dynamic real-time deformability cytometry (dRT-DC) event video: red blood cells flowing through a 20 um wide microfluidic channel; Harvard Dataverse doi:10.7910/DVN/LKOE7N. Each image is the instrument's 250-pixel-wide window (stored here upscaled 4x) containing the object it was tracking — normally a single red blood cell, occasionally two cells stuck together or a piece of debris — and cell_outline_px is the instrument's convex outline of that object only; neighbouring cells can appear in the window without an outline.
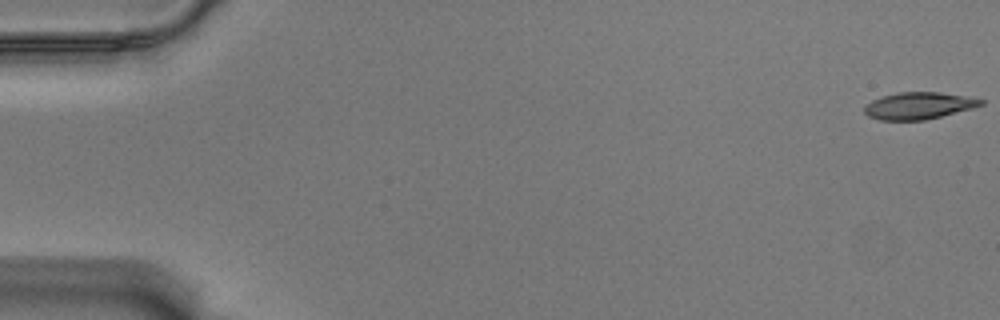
{"species": "Egyptian fruit bat (a non-hibernating species)", "species_latin": "Rousettus aegyptiacus", "temperature_condition": "warm", "stored_images_in_passage": 58, "camera_frame_rate_fps": 3000, "um_per_image_px": 0.085, "animal": {"sex": "male"}, "frame": {"image": 1, "passage_image": 1, "time_ms": 0.0, "image_size_px": [1000, 320], "cell_outline_px": [[984, 104], [972, 108], [924, 120], [880, 120], [868, 116], [864, 112], [864, 108], [872, 100], [880, 96], [896, 92], [940, 92], [964, 96], [984, 100]], "centroid_in_image_um": [78.05, 8.98], "position_along_channel_um": 6.9, "area_um2": 18.15}}
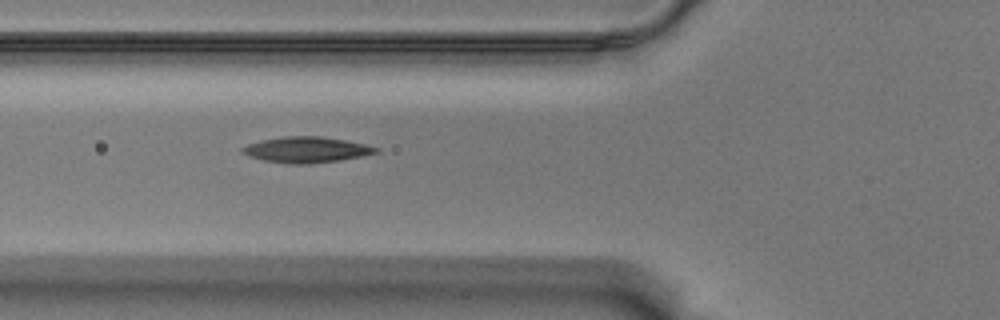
{"frame": {"image": 2, "passage_image": 22, "time_ms": 7.0, "image_size_px": [1000, 320], "cell_outline_px": [[380, 152], [364, 156], [340, 160], [300, 164], [288, 164], [264, 160], [248, 156], [240, 152], [240, 148], [248, 144], [260, 140], [280, 136], [320, 136], [344, 140], [364, 144], [380, 148]], "centroid_in_image_um": [26.02, 12.72], "position_along_channel_um": 99.8, "area_um2": 20.17}}
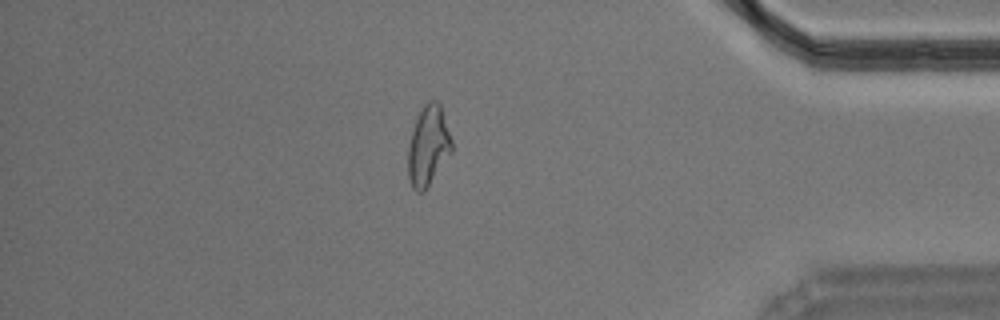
{"frame": {"image": 3, "passage_image": 50, "time_ms": 16.333, "image_size_px": [1000, 320], "cell_outline_px": [[452, 152], [424, 192], [416, 192], [412, 188], [408, 176], [408, 148], [412, 132], [416, 120], [424, 104], [428, 100], [436, 100], [440, 104], [452, 140]], "centroid_in_image_um": [36.4, 12.42], "position_along_channel_um": 398.8, "area_um2": 20.23}, "authors_computed_cell_mechanics": {"area_um2": 19.3341, "velocity_mm_per_s": 3.538, "shape_relaxation_time_tau1_ms": 10.6242, "shape_relaxation_time_tau2_ms": 3.2328, "deformation_change_tau1": 0.2682, "deformation_change_tau2": 0.112}}